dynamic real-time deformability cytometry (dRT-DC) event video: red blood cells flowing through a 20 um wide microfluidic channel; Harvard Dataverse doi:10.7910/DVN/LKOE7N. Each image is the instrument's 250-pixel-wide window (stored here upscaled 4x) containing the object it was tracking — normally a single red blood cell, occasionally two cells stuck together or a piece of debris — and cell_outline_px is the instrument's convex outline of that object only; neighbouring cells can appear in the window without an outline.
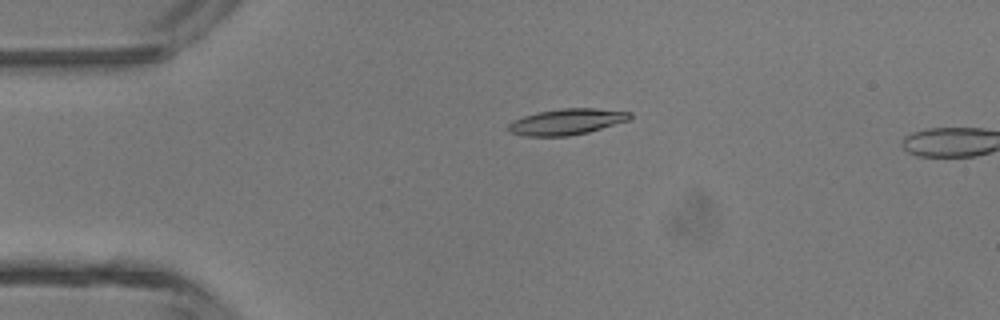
{"species": "common noctule bat (a hibernating species)", "species_latin": "Nyctalus noctula", "temperature_condition": "room temperature", "stored_images_in_passage": 5, "camera_frame_rate_fps": 3000, "um_per_image_px": 0.085, "animal": {"sex": "male", "body_mass_g": 13.3}, "frame": {"image": 1, "passage_image": 4, "time_ms": 1.0, "image_size_px": [1000, 320], "cell_outline_px": [[632, 116], [628, 120], [588, 132], [568, 136], [524, 136], [508, 132], [508, 124], [512, 120], [524, 116], [540, 112], [564, 108], [596, 108], [632, 112]], "centroid_in_image_um": [48.15, 10.35], "position_along_channel_um": 36.8, "area_um2": 18.32}}